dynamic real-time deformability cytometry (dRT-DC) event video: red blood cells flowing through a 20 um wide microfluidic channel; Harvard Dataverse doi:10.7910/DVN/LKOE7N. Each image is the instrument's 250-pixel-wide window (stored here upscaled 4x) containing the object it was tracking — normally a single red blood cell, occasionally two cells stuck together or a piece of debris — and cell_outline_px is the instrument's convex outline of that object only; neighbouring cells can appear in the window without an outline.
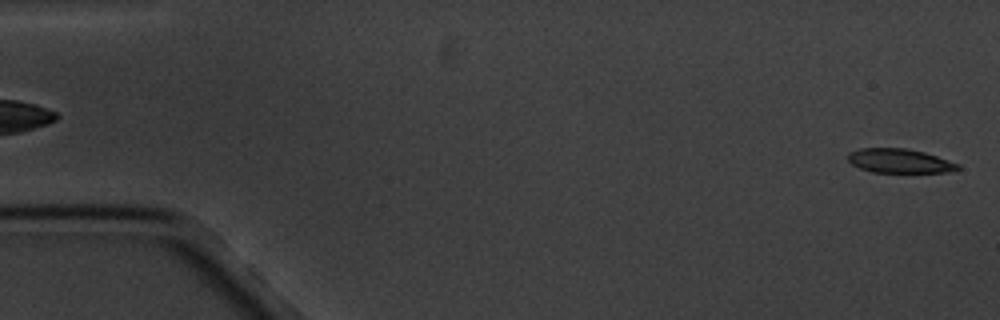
{"species": "common noctule bat (a hibernating species)", "species_latin": "Nyctalus noctula", "temperature_condition": "cold", "stored_images_in_passage": 4, "segment_of_instrument_passage": [2, 2], "camera_frame_rate_fps": 3000, "um_per_image_px": 0.085, "animal": {"sex": "male", "body_mass_g": 20.1, "forearm_length_mm": 53.5}, "frame": {"image": 1, "passage_image": 4, "time_ms": 3.333, "image_size_px": [1000, 320], "cell_outline_px": [[960, 168], [948, 172], [872, 172], [860, 168], [852, 164], [848, 160], [848, 152], [860, 148], [908, 148], [924, 152], [960, 164]], "centroid_in_image_um": [76.44, 13.67], "position_along_channel_um": 8.6, "area_um2": 15.43}}